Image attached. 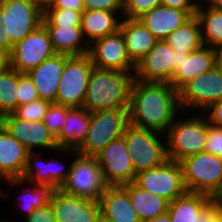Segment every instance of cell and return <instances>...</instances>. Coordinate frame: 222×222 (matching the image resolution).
<instances>
[{"mask_svg":"<svg viewBox=\"0 0 222 222\" xmlns=\"http://www.w3.org/2000/svg\"><path fill=\"white\" fill-rule=\"evenodd\" d=\"M128 109L130 125L165 135L181 112L178 91L170 83L134 79Z\"/></svg>","mask_w":222,"mask_h":222,"instance_id":"cell-1","label":"cell"},{"mask_svg":"<svg viewBox=\"0 0 222 222\" xmlns=\"http://www.w3.org/2000/svg\"><path fill=\"white\" fill-rule=\"evenodd\" d=\"M134 73L93 67L83 107L90 113L129 108Z\"/></svg>","mask_w":222,"mask_h":222,"instance_id":"cell-2","label":"cell"},{"mask_svg":"<svg viewBox=\"0 0 222 222\" xmlns=\"http://www.w3.org/2000/svg\"><path fill=\"white\" fill-rule=\"evenodd\" d=\"M194 114L182 120L175 118L165 134L168 160L180 162L188 156L204 152L208 121L202 113Z\"/></svg>","mask_w":222,"mask_h":222,"instance_id":"cell-3","label":"cell"},{"mask_svg":"<svg viewBox=\"0 0 222 222\" xmlns=\"http://www.w3.org/2000/svg\"><path fill=\"white\" fill-rule=\"evenodd\" d=\"M129 125L128 108L91 112L89 130L76 151L81 155L95 157L111 141L122 137Z\"/></svg>","mask_w":222,"mask_h":222,"instance_id":"cell-4","label":"cell"},{"mask_svg":"<svg viewBox=\"0 0 222 222\" xmlns=\"http://www.w3.org/2000/svg\"><path fill=\"white\" fill-rule=\"evenodd\" d=\"M74 153L71 171L59 188L65 194L99 201L106 190V184L95 157L79 154L75 149L61 148V152Z\"/></svg>","mask_w":222,"mask_h":222,"instance_id":"cell-5","label":"cell"},{"mask_svg":"<svg viewBox=\"0 0 222 222\" xmlns=\"http://www.w3.org/2000/svg\"><path fill=\"white\" fill-rule=\"evenodd\" d=\"M123 137L135 174L161 166L168 160L166 137L162 133L129 125ZM162 137L165 142L161 141Z\"/></svg>","mask_w":222,"mask_h":222,"instance_id":"cell-6","label":"cell"},{"mask_svg":"<svg viewBox=\"0 0 222 222\" xmlns=\"http://www.w3.org/2000/svg\"><path fill=\"white\" fill-rule=\"evenodd\" d=\"M187 192L211 196L222 179V160L214 154L201 152L180 161Z\"/></svg>","mask_w":222,"mask_h":222,"instance_id":"cell-7","label":"cell"},{"mask_svg":"<svg viewBox=\"0 0 222 222\" xmlns=\"http://www.w3.org/2000/svg\"><path fill=\"white\" fill-rule=\"evenodd\" d=\"M93 67L88 54L70 56L65 62L60 78L56 103L70 108L83 107Z\"/></svg>","mask_w":222,"mask_h":222,"instance_id":"cell-8","label":"cell"},{"mask_svg":"<svg viewBox=\"0 0 222 222\" xmlns=\"http://www.w3.org/2000/svg\"><path fill=\"white\" fill-rule=\"evenodd\" d=\"M0 8L5 12L6 39H11V51L42 25L43 4L36 0H0Z\"/></svg>","mask_w":222,"mask_h":222,"instance_id":"cell-9","label":"cell"},{"mask_svg":"<svg viewBox=\"0 0 222 222\" xmlns=\"http://www.w3.org/2000/svg\"><path fill=\"white\" fill-rule=\"evenodd\" d=\"M134 183L141 189L161 196L169 202L187 192L181 164L172 160L165 161L161 166L139 172L136 174Z\"/></svg>","mask_w":222,"mask_h":222,"instance_id":"cell-10","label":"cell"},{"mask_svg":"<svg viewBox=\"0 0 222 222\" xmlns=\"http://www.w3.org/2000/svg\"><path fill=\"white\" fill-rule=\"evenodd\" d=\"M181 109L206 110L210 105L222 99V72L216 66L186 83L179 91Z\"/></svg>","mask_w":222,"mask_h":222,"instance_id":"cell-11","label":"cell"},{"mask_svg":"<svg viewBox=\"0 0 222 222\" xmlns=\"http://www.w3.org/2000/svg\"><path fill=\"white\" fill-rule=\"evenodd\" d=\"M55 54L49 33L42 24L14 45L9 53L10 67L27 73Z\"/></svg>","mask_w":222,"mask_h":222,"instance_id":"cell-12","label":"cell"},{"mask_svg":"<svg viewBox=\"0 0 222 222\" xmlns=\"http://www.w3.org/2000/svg\"><path fill=\"white\" fill-rule=\"evenodd\" d=\"M95 159L108 186H123L135 181L136 174L123 136L111 141Z\"/></svg>","mask_w":222,"mask_h":222,"instance_id":"cell-13","label":"cell"},{"mask_svg":"<svg viewBox=\"0 0 222 222\" xmlns=\"http://www.w3.org/2000/svg\"><path fill=\"white\" fill-rule=\"evenodd\" d=\"M88 56L94 67L122 72H135L136 65L127 54L124 38L116 33L93 41L89 45Z\"/></svg>","mask_w":222,"mask_h":222,"instance_id":"cell-14","label":"cell"},{"mask_svg":"<svg viewBox=\"0 0 222 222\" xmlns=\"http://www.w3.org/2000/svg\"><path fill=\"white\" fill-rule=\"evenodd\" d=\"M0 124L24 145L29 152H37L38 147L44 150L53 149L59 152L61 150L55 136L44 125L43 121L18 119L10 113L0 118Z\"/></svg>","mask_w":222,"mask_h":222,"instance_id":"cell-15","label":"cell"},{"mask_svg":"<svg viewBox=\"0 0 222 222\" xmlns=\"http://www.w3.org/2000/svg\"><path fill=\"white\" fill-rule=\"evenodd\" d=\"M37 156H39V158ZM42 156L43 154L41 155V153L38 154L37 152H29L20 179L6 180L8 181L10 186H19L21 183L24 184L28 182L31 184H48L55 190L59 189L61 185L66 181V178L71 171L72 164H69V167H67L68 169H66V166L63 167L64 163L61 165L60 161L54 159L50 160V158L48 161H45L43 158H40Z\"/></svg>","mask_w":222,"mask_h":222,"instance_id":"cell-16","label":"cell"},{"mask_svg":"<svg viewBox=\"0 0 222 222\" xmlns=\"http://www.w3.org/2000/svg\"><path fill=\"white\" fill-rule=\"evenodd\" d=\"M175 51L165 40H158L148 54L136 65L135 79L144 82L171 83Z\"/></svg>","mask_w":222,"mask_h":222,"instance_id":"cell-17","label":"cell"},{"mask_svg":"<svg viewBox=\"0 0 222 222\" xmlns=\"http://www.w3.org/2000/svg\"><path fill=\"white\" fill-rule=\"evenodd\" d=\"M49 203L56 222H97L101 218L99 201L68 195L59 189Z\"/></svg>","mask_w":222,"mask_h":222,"instance_id":"cell-18","label":"cell"},{"mask_svg":"<svg viewBox=\"0 0 222 222\" xmlns=\"http://www.w3.org/2000/svg\"><path fill=\"white\" fill-rule=\"evenodd\" d=\"M176 62L173 65L171 85L179 91L192 79L211 71L216 67L214 48L202 46L192 53L175 52Z\"/></svg>","mask_w":222,"mask_h":222,"instance_id":"cell-19","label":"cell"},{"mask_svg":"<svg viewBox=\"0 0 222 222\" xmlns=\"http://www.w3.org/2000/svg\"><path fill=\"white\" fill-rule=\"evenodd\" d=\"M28 153L26 147L0 124V179H20ZM7 194L0 188V196L7 197Z\"/></svg>","mask_w":222,"mask_h":222,"instance_id":"cell-20","label":"cell"},{"mask_svg":"<svg viewBox=\"0 0 222 222\" xmlns=\"http://www.w3.org/2000/svg\"><path fill=\"white\" fill-rule=\"evenodd\" d=\"M70 56L55 54L26 74L32 80L42 100L56 103V94L66 60Z\"/></svg>","mask_w":222,"mask_h":222,"instance_id":"cell-21","label":"cell"},{"mask_svg":"<svg viewBox=\"0 0 222 222\" xmlns=\"http://www.w3.org/2000/svg\"><path fill=\"white\" fill-rule=\"evenodd\" d=\"M99 204L101 218L106 222H141L122 186H108L100 196Z\"/></svg>","mask_w":222,"mask_h":222,"instance_id":"cell-22","label":"cell"},{"mask_svg":"<svg viewBox=\"0 0 222 222\" xmlns=\"http://www.w3.org/2000/svg\"><path fill=\"white\" fill-rule=\"evenodd\" d=\"M192 16L184 10L159 5L138 20L158 40H164L175 29L183 26Z\"/></svg>","mask_w":222,"mask_h":222,"instance_id":"cell-23","label":"cell"},{"mask_svg":"<svg viewBox=\"0 0 222 222\" xmlns=\"http://www.w3.org/2000/svg\"><path fill=\"white\" fill-rule=\"evenodd\" d=\"M119 31L124 38L127 54L137 65L158 41L138 19H121Z\"/></svg>","mask_w":222,"mask_h":222,"instance_id":"cell-24","label":"cell"},{"mask_svg":"<svg viewBox=\"0 0 222 222\" xmlns=\"http://www.w3.org/2000/svg\"><path fill=\"white\" fill-rule=\"evenodd\" d=\"M120 19L122 11L84 10L81 29L87 43L90 45L97 39L116 33L119 30Z\"/></svg>","mask_w":222,"mask_h":222,"instance_id":"cell-25","label":"cell"},{"mask_svg":"<svg viewBox=\"0 0 222 222\" xmlns=\"http://www.w3.org/2000/svg\"><path fill=\"white\" fill-rule=\"evenodd\" d=\"M64 127L56 137L59 148L77 149L85 140L90 124V112L84 107L69 108Z\"/></svg>","mask_w":222,"mask_h":222,"instance_id":"cell-26","label":"cell"},{"mask_svg":"<svg viewBox=\"0 0 222 222\" xmlns=\"http://www.w3.org/2000/svg\"><path fill=\"white\" fill-rule=\"evenodd\" d=\"M56 54L83 56L88 54L89 44L85 41L81 27L45 26Z\"/></svg>","mask_w":222,"mask_h":222,"instance_id":"cell-27","label":"cell"},{"mask_svg":"<svg viewBox=\"0 0 222 222\" xmlns=\"http://www.w3.org/2000/svg\"><path fill=\"white\" fill-rule=\"evenodd\" d=\"M130 197L141 222L151 220L168 211L169 201L141 189L134 182L122 186Z\"/></svg>","mask_w":222,"mask_h":222,"instance_id":"cell-28","label":"cell"},{"mask_svg":"<svg viewBox=\"0 0 222 222\" xmlns=\"http://www.w3.org/2000/svg\"><path fill=\"white\" fill-rule=\"evenodd\" d=\"M211 204L210 196L186 192L169 202L168 214L171 222H197L200 215Z\"/></svg>","mask_w":222,"mask_h":222,"instance_id":"cell-29","label":"cell"},{"mask_svg":"<svg viewBox=\"0 0 222 222\" xmlns=\"http://www.w3.org/2000/svg\"><path fill=\"white\" fill-rule=\"evenodd\" d=\"M204 5L198 3L195 17L200 24L203 45L216 49L222 46V10Z\"/></svg>","mask_w":222,"mask_h":222,"instance_id":"cell-30","label":"cell"},{"mask_svg":"<svg viewBox=\"0 0 222 222\" xmlns=\"http://www.w3.org/2000/svg\"><path fill=\"white\" fill-rule=\"evenodd\" d=\"M175 52L192 53L203 46L198 19L193 16L164 39Z\"/></svg>","mask_w":222,"mask_h":222,"instance_id":"cell-31","label":"cell"},{"mask_svg":"<svg viewBox=\"0 0 222 222\" xmlns=\"http://www.w3.org/2000/svg\"><path fill=\"white\" fill-rule=\"evenodd\" d=\"M18 107L17 71L8 67L0 71V118Z\"/></svg>","mask_w":222,"mask_h":222,"instance_id":"cell-32","label":"cell"},{"mask_svg":"<svg viewBox=\"0 0 222 222\" xmlns=\"http://www.w3.org/2000/svg\"><path fill=\"white\" fill-rule=\"evenodd\" d=\"M83 12L70 9H43L44 26L81 27Z\"/></svg>","mask_w":222,"mask_h":222,"instance_id":"cell-33","label":"cell"},{"mask_svg":"<svg viewBox=\"0 0 222 222\" xmlns=\"http://www.w3.org/2000/svg\"><path fill=\"white\" fill-rule=\"evenodd\" d=\"M33 185L31 190L28 191L29 194H26L27 196H21L23 199L25 198L24 200L17 199L23 201L22 203L19 202V206L24 209L26 217L35 209L47 205L55 191V189L48 184L33 183Z\"/></svg>","mask_w":222,"mask_h":222,"instance_id":"cell-34","label":"cell"},{"mask_svg":"<svg viewBox=\"0 0 222 222\" xmlns=\"http://www.w3.org/2000/svg\"><path fill=\"white\" fill-rule=\"evenodd\" d=\"M50 104L51 102L39 98L31 101L30 103L18 106L12 114L18 119L27 121H43Z\"/></svg>","mask_w":222,"mask_h":222,"instance_id":"cell-35","label":"cell"},{"mask_svg":"<svg viewBox=\"0 0 222 222\" xmlns=\"http://www.w3.org/2000/svg\"><path fill=\"white\" fill-rule=\"evenodd\" d=\"M69 108L70 107L63 106L61 104L51 103L44 116V125L55 136V138L60 134L65 125L64 120Z\"/></svg>","mask_w":222,"mask_h":222,"instance_id":"cell-36","label":"cell"},{"mask_svg":"<svg viewBox=\"0 0 222 222\" xmlns=\"http://www.w3.org/2000/svg\"><path fill=\"white\" fill-rule=\"evenodd\" d=\"M161 5V0H123L122 18L139 19Z\"/></svg>","mask_w":222,"mask_h":222,"instance_id":"cell-37","label":"cell"},{"mask_svg":"<svg viewBox=\"0 0 222 222\" xmlns=\"http://www.w3.org/2000/svg\"><path fill=\"white\" fill-rule=\"evenodd\" d=\"M17 88L18 106L39 99L35 85L26 73L17 71Z\"/></svg>","mask_w":222,"mask_h":222,"instance_id":"cell-38","label":"cell"},{"mask_svg":"<svg viewBox=\"0 0 222 222\" xmlns=\"http://www.w3.org/2000/svg\"><path fill=\"white\" fill-rule=\"evenodd\" d=\"M204 152L214 154L222 160V128L213 127L208 123V138Z\"/></svg>","mask_w":222,"mask_h":222,"instance_id":"cell-39","label":"cell"},{"mask_svg":"<svg viewBox=\"0 0 222 222\" xmlns=\"http://www.w3.org/2000/svg\"><path fill=\"white\" fill-rule=\"evenodd\" d=\"M85 10L122 11L123 0H83Z\"/></svg>","mask_w":222,"mask_h":222,"instance_id":"cell-40","label":"cell"},{"mask_svg":"<svg viewBox=\"0 0 222 222\" xmlns=\"http://www.w3.org/2000/svg\"><path fill=\"white\" fill-rule=\"evenodd\" d=\"M25 222H56L51 204L35 209L26 217Z\"/></svg>","mask_w":222,"mask_h":222,"instance_id":"cell-41","label":"cell"},{"mask_svg":"<svg viewBox=\"0 0 222 222\" xmlns=\"http://www.w3.org/2000/svg\"><path fill=\"white\" fill-rule=\"evenodd\" d=\"M203 113L211 126L222 128V99L210 105Z\"/></svg>","mask_w":222,"mask_h":222,"instance_id":"cell-42","label":"cell"},{"mask_svg":"<svg viewBox=\"0 0 222 222\" xmlns=\"http://www.w3.org/2000/svg\"><path fill=\"white\" fill-rule=\"evenodd\" d=\"M43 9H70L83 12L85 7L83 0H52L49 4L43 5Z\"/></svg>","mask_w":222,"mask_h":222,"instance_id":"cell-43","label":"cell"},{"mask_svg":"<svg viewBox=\"0 0 222 222\" xmlns=\"http://www.w3.org/2000/svg\"><path fill=\"white\" fill-rule=\"evenodd\" d=\"M161 5L187 11L192 17L195 16L198 1L196 0H161Z\"/></svg>","mask_w":222,"mask_h":222,"instance_id":"cell-44","label":"cell"},{"mask_svg":"<svg viewBox=\"0 0 222 222\" xmlns=\"http://www.w3.org/2000/svg\"><path fill=\"white\" fill-rule=\"evenodd\" d=\"M0 48L11 52V39H6L5 12L0 8Z\"/></svg>","mask_w":222,"mask_h":222,"instance_id":"cell-45","label":"cell"},{"mask_svg":"<svg viewBox=\"0 0 222 222\" xmlns=\"http://www.w3.org/2000/svg\"><path fill=\"white\" fill-rule=\"evenodd\" d=\"M211 203L213 206L222 209V179L220 181V184L218 188L215 190V192L210 196Z\"/></svg>","mask_w":222,"mask_h":222,"instance_id":"cell-46","label":"cell"},{"mask_svg":"<svg viewBox=\"0 0 222 222\" xmlns=\"http://www.w3.org/2000/svg\"><path fill=\"white\" fill-rule=\"evenodd\" d=\"M10 66V55L5 49L0 48V71Z\"/></svg>","mask_w":222,"mask_h":222,"instance_id":"cell-47","label":"cell"},{"mask_svg":"<svg viewBox=\"0 0 222 222\" xmlns=\"http://www.w3.org/2000/svg\"><path fill=\"white\" fill-rule=\"evenodd\" d=\"M211 203L200 215L197 216V222H211Z\"/></svg>","mask_w":222,"mask_h":222,"instance_id":"cell-48","label":"cell"},{"mask_svg":"<svg viewBox=\"0 0 222 222\" xmlns=\"http://www.w3.org/2000/svg\"><path fill=\"white\" fill-rule=\"evenodd\" d=\"M211 222H222V209L215 206L211 208Z\"/></svg>","mask_w":222,"mask_h":222,"instance_id":"cell-49","label":"cell"},{"mask_svg":"<svg viewBox=\"0 0 222 222\" xmlns=\"http://www.w3.org/2000/svg\"><path fill=\"white\" fill-rule=\"evenodd\" d=\"M144 222H171V219L169 217L168 212H166L165 214L159 215L154 219L147 220V221H144Z\"/></svg>","mask_w":222,"mask_h":222,"instance_id":"cell-50","label":"cell"},{"mask_svg":"<svg viewBox=\"0 0 222 222\" xmlns=\"http://www.w3.org/2000/svg\"><path fill=\"white\" fill-rule=\"evenodd\" d=\"M216 52V66L221 70L222 72V46L215 49Z\"/></svg>","mask_w":222,"mask_h":222,"instance_id":"cell-51","label":"cell"},{"mask_svg":"<svg viewBox=\"0 0 222 222\" xmlns=\"http://www.w3.org/2000/svg\"><path fill=\"white\" fill-rule=\"evenodd\" d=\"M203 2H205L206 5H208L212 8L222 10V0H204Z\"/></svg>","mask_w":222,"mask_h":222,"instance_id":"cell-52","label":"cell"},{"mask_svg":"<svg viewBox=\"0 0 222 222\" xmlns=\"http://www.w3.org/2000/svg\"><path fill=\"white\" fill-rule=\"evenodd\" d=\"M52 0H44V5H47L51 2Z\"/></svg>","mask_w":222,"mask_h":222,"instance_id":"cell-53","label":"cell"},{"mask_svg":"<svg viewBox=\"0 0 222 222\" xmlns=\"http://www.w3.org/2000/svg\"><path fill=\"white\" fill-rule=\"evenodd\" d=\"M0 222H9L7 219H5V220H2V219H0ZM10 222H13L12 220L10 221ZM16 222V221H15ZM18 222V221H17Z\"/></svg>","mask_w":222,"mask_h":222,"instance_id":"cell-54","label":"cell"},{"mask_svg":"<svg viewBox=\"0 0 222 222\" xmlns=\"http://www.w3.org/2000/svg\"><path fill=\"white\" fill-rule=\"evenodd\" d=\"M36 1H38V2H40L41 4L44 5V0H36Z\"/></svg>","mask_w":222,"mask_h":222,"instance_id":"cell-55","label":"cell"},{"mask_svg":"<svg viewBox=\"0 0 222 222\" xmlns=\"http://www.w3.org/2000/svg\"><path fill=\"white\" fill-rule=\"evenodd\" d=\"M97 222H106L102 218H100Z\"/></svg>","mask_w":222,"mask_h":222,"instance_id":"cell-56","label":"cell"}]
</instances>
